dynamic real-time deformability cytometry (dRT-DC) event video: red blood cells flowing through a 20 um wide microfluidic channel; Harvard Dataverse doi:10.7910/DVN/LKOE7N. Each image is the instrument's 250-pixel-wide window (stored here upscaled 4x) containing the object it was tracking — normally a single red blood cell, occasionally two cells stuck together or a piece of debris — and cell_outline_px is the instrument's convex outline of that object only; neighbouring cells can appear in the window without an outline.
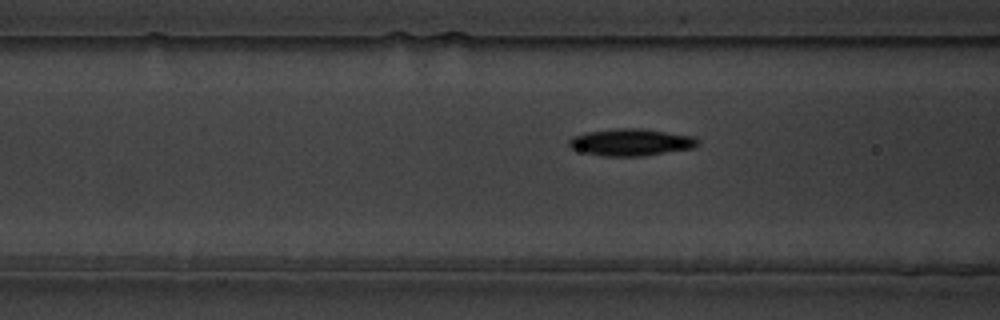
{"species": "common noctule bat (a hibernating species)", "species_latin": "Nyctalus noctula", "temperature_condition": "warm", "stored_images_in_passage": 40, "camera_frame_rate_fps": 3000, "um_per_image_px": 0.085, "animal": {"sex": "male", "body_mass_g": 19.5, "forearm_length_mm": 54.6}, "frame": {"image": 1, "passage_image": 5, "time_ms": 1.333, "image_size_px": [1000, 320], "cell_outline_px": [[700, 144], [692, 148], [640, 156], [604, 156], [584, 152], [572, 148], [568, 144], [568, 140], [572, 136], [588, 132], [620, 128], [640, 128], [696, 136], [700, 140]], "centroid_in_image_um": [53.67, 12.08], "position_along_channel_um": 112.9, "area_um2": 20.17}}
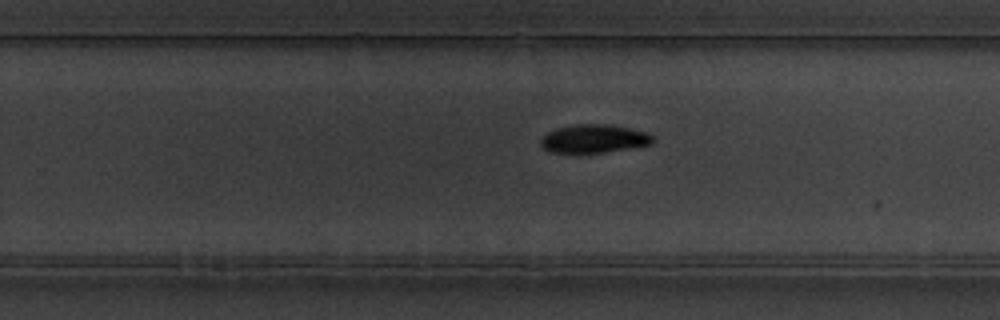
{"frame": {"image": 2, "passage_image": 19, "time_ms": 6.0, "image_size_px": [1000, 320], "cell_outline_px": [[656, 140], [652, 144], [604, 152], [548, 152], [540, 144], [540, 136], [556, 128], [572, 124], [608, 124], [648, 132]], "centroid_in_image_um": [50.46, 11.77], "position_along_channel_um": 279.3, "area_um2": 18.55}}
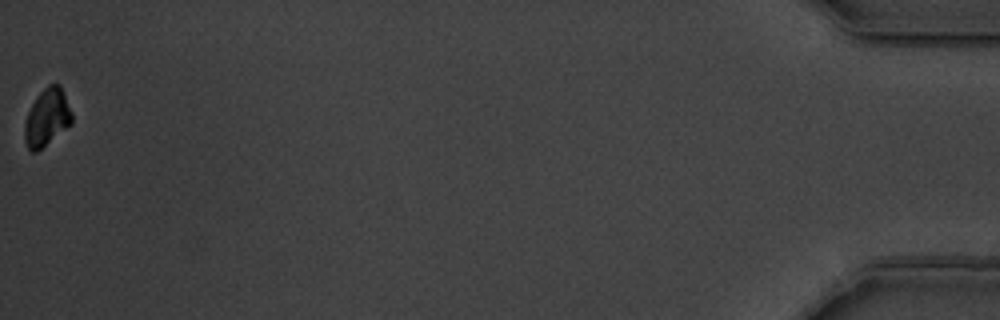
{"frame": {"image": 3, "passage_image": 40, "time_ms": 13.0, "image_size_px": [1000, 320], "cell_outline_px": [[72, 124], [36, 152], [32, 152], [28, 148], [24, 140], [24, 124], [28, 112], [36, 96], [48, 84], [60, 84], [72, 112]], "centroid_in_image_um": [3.99, 9.98], "position_along_channel_um": 431.2, "area_um2": 15.78}, "authors_computed_cell_mechanics": {"area_um2": 18.6116, "velocity_mm_per_s": 3.5766, "shape_relaxation_time_tau1_ms": 1.648, "shape_relaxation_time_tau2_ms": null, "deformation_change_tau1": 0.1116, "deformation_change_tau2": null}}